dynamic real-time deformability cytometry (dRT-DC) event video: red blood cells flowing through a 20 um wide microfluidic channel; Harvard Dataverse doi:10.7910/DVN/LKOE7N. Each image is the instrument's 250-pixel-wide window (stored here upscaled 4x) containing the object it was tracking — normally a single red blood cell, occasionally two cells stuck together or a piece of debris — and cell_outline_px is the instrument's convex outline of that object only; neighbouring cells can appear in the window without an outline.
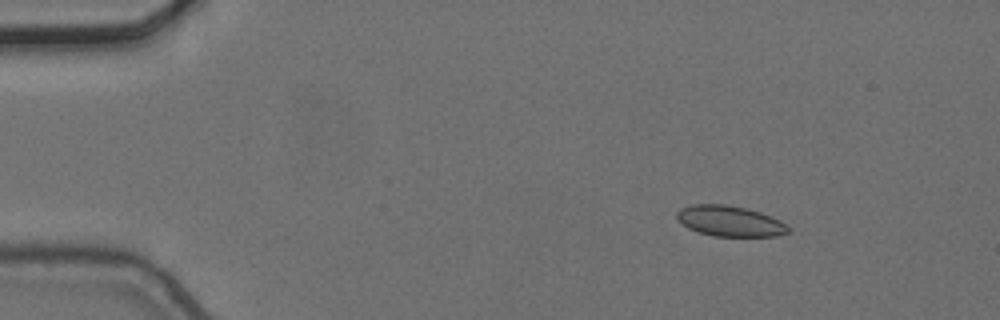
{"species": "common noctule bat (a hibernating species)", "species_latin": "Nyctalus noctula", "temperature_condition": "cold", "stored_images_in_passage": 7, "camera_frame_rate_fps": 3000, "um_per_image_px": 0.085, "animal": {"sex": "female", "body_mass_g": 24.6, "forearm_length_mm": 56.2}, "frame": {"image": 1, "passage_image": 1, "time_ms": 0.0, "image_size_px": [1000, 320], "cell_outline_px": [[788, 232], [776, 236], [712, 236], [696, 232], [688, 228], [676, 216], [676, 212], [680, 208], [692, 204], [724, 204], [744, 208], [760, 212], [780, 220], [788, 228]], "centroid_in_image_um": [61.99, 18.79], "position_along_channel_um": 23.0, "area_um2": 19.71}}
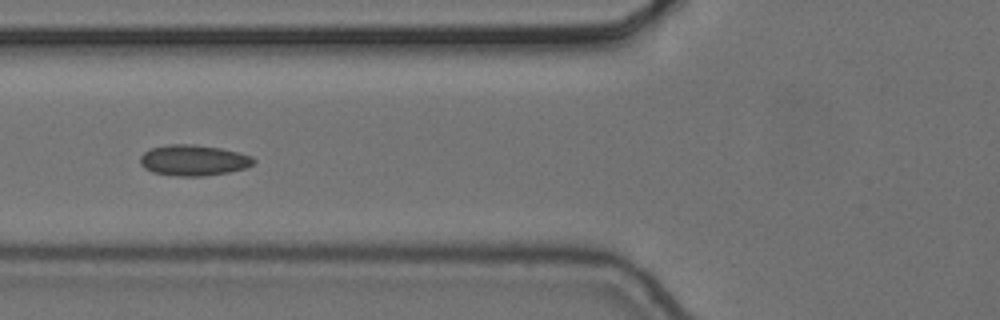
{"frame": {"image": 2, "passage_image": 5, "time_ms": 1.333, "image_size_px": [1000, 320], "cell_outline_px": [[256, 160], [252, 164], [244, 168], [228, 172], [204, 176], [180, 176], [152, 172], [144, 168], [140, 164], [140, 156], [148, 148], [168, 144], [192, 144], [220, 148], [252, 156]], "centroid_in_image_um": [16.4, 13.61], "position_along_channel_um": 109.4, "area_um2": 20.35}}
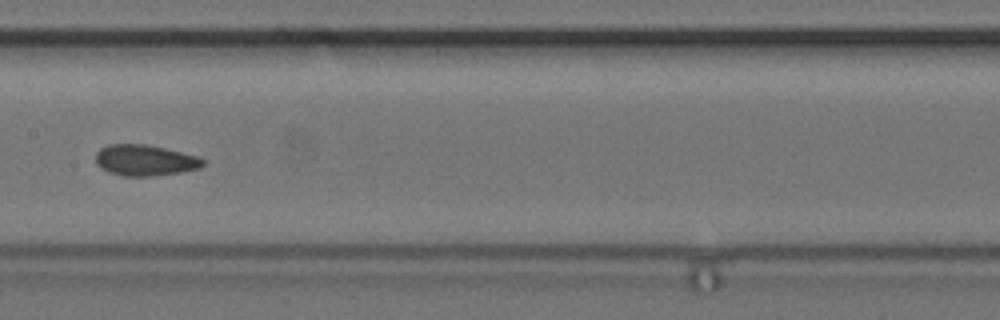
{"frame": {"image": 3, "passage_image": 7, "time_ms": 2.0, "image_size_px": [1000, 320], "cell_outline_px": [[204, 164], [200, 168], [180, 172], [152, 176], [124, 176], [108, 172], [100, 168], [96, 164], [96, 152], [100, 148], [108, 144], [144, 144], [164, 148], [200, 156], [204, 160]], "centroid_in_image_um": [12.31, 13.62], "position_along_channel_um": 195.1, "area_um2": 19.48}}